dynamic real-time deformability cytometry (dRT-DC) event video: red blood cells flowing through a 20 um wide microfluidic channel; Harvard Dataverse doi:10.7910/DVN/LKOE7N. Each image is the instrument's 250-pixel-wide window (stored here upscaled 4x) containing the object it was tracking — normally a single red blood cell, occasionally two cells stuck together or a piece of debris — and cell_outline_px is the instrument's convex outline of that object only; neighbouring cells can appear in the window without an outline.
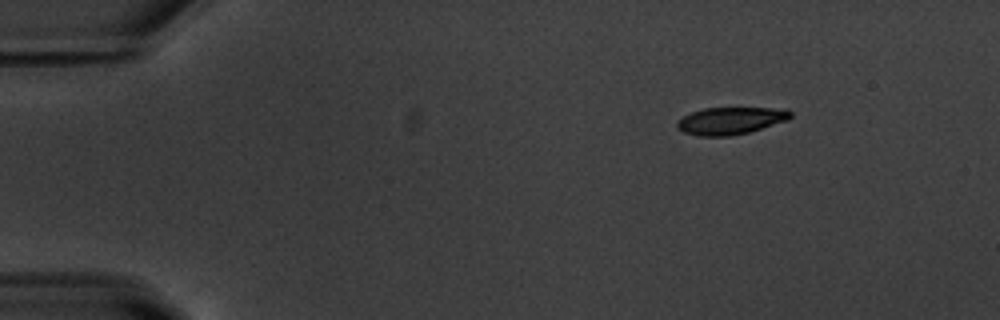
{"species": "common noctule bat (a hibernating species)", "species_latin": "Nyctalus noctula", "temperature_condition": "warm", "stored_images_in_passage": 48, "camera_frame_rate_fps": 3000, "um_per_image_px": 0.085, "animal": {"sex": "male", "body_mass_g": 20.1, "forearm_length_mm": 53.5}, "frame": {"image": 1, "passage_image": 1, "time_ms": 0.0, "image_size_px": [1000, 320], "cell_outline_px": [[792, 116], [788, 120], [748, 132], [728, 136], [700, 136], [684, 132], [676, 128], [676, 124], [684, 116], [692, 112], [704, 108], [788, 108], [792, 112]], "centroid_in_image_um": [62.13, 10.25], "position_along_channel_um": 22.9, "area_um2": 17.92}}
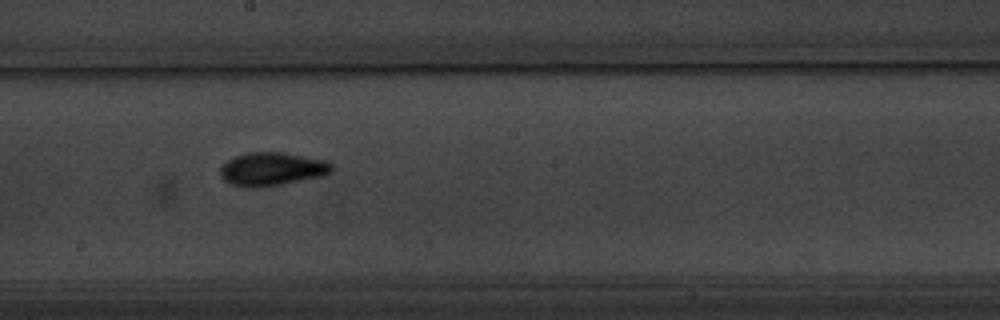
{"frame": {"image": 2, "passage_image": 24, "time_ms": 7.667, "image_size_px": [1000, 320], "cell_outline_px": [[332, 172], [320, 176], [260, 188], [244, 188], [232, 184], [224, 180], [220, 176], [220, 168], [232, 156], [248, 152], [284, 152], [324, 160], [332, 164]], "centroid_in_image_um": [23.06, 14.36], "position_along_channel_um": 225.1, "area_um2": 21.68}}
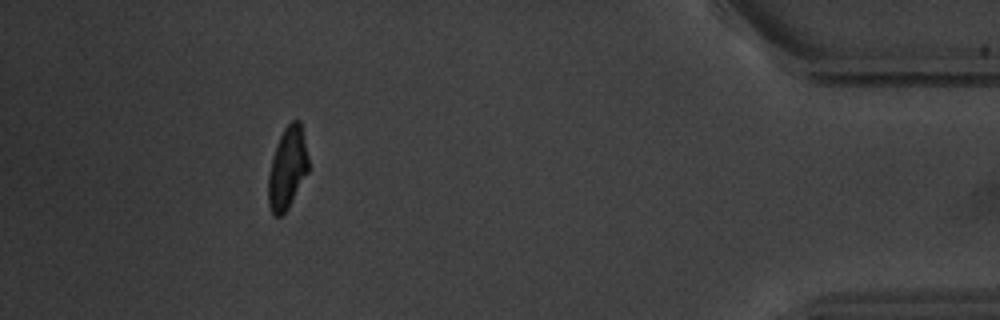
{"frame": {"image": 3, "passage_image": 43, "time_ms": 14.0, "image_size_px": [1000, 320], "cell_outline_px": [[308, 172], [288, 208], [280, 216], [276, 216], [272, 212], [268, 204], [268, 176], [276, 144], [284, 128], [292, 120], [300, 120], [308, 156]], "centroid_in_image_um": [24.43, 14.28], "position_along_channel_um": 410.8, "area_um2": 18.96}, "authors_computed_cell_mechanics": {"area_um2": 19.7676, "velocity_mm_per_s": 3.752, "shape_relaxation_time_tau1_ms": 3.7493, "shape_relaxation_time_tau2_ms": 1.9252, "deformation_change_tau1": 0.1704, "deformation_change_tau2": 0.0799}}